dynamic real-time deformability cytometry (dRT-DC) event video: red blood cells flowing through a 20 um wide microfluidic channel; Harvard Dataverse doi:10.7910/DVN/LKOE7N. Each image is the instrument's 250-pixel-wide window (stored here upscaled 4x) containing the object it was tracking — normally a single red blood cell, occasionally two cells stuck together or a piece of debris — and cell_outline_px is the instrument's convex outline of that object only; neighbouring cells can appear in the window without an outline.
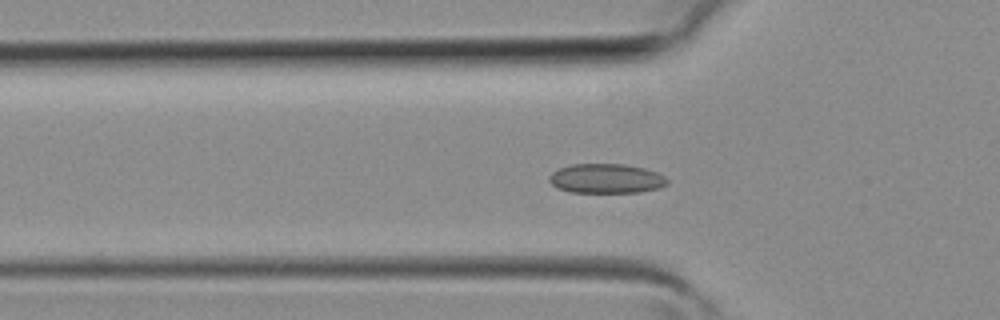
{"species": "common noctule bat (a hibernating species)", "species_latin": "Nyctalus noctula", "temperature_condition": "room temperature", "stored_images_in_passage": 40, "camera_frame_rate_fps": 3000, "um_per_image_px": 0.085, "animal": {"sex": "female", "body_mass_g": 19.3, "forearm_length_mm": 54.1}, "frame": {"image": 1, "passage_image": 13, "time_ms": 4.0, "image_size_px": [1000, 320], "cell_outline_px": [[668, 184], [660, 188], [640, 192], [572, 192], [556, 188], [548, 180], [548, 176], [552, 172], [560, 168], [572, 164], [624, 164], [644, 168], [656, 172], [664, 176], [668, 180]], "centroid_in_image_um": [51.52, 15.18], "position_along_channel_um": 74.3, "area_um2": 20.35}}
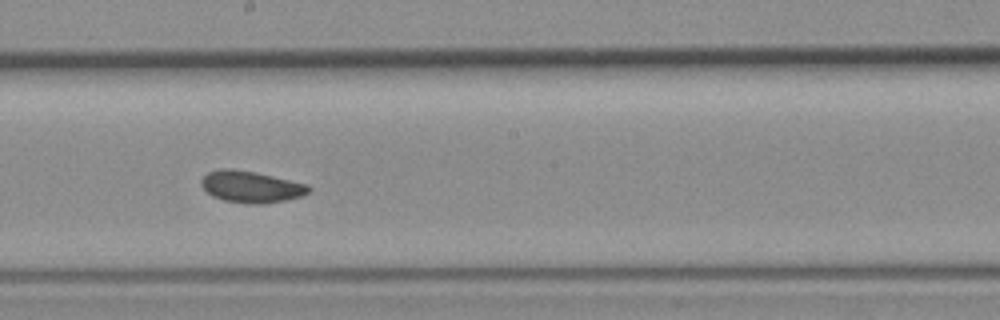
{"frame": {"image": 2, "passage_image": 22, "time_ms": 7.0, "image_size_px": [1000, 320], "cell_outline_px": [[312, 188], [308, 192], [300, 196], [284, 200], [260, 204], [248, 204], [224, 200], [212, 196], [200, 184], [200, 180], [208, 172], [220, 168], [232, 168], [256, 172], [308, 184]], "centroid_in_image_um": [21.32, 15.86], "position_along_channel_um": 226.9, "area_um2": 19.77}}
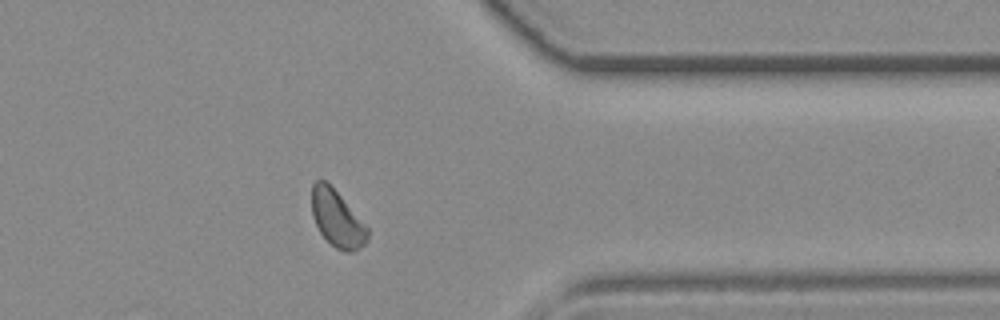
{"frame": {"image": 3, "passage_image": 32, "time_ms": 10.333, "image_size_px": [1000, 320], "cell_outline_px": [[368, 240], [360, 248], [352, 252], [344, 252], [336, 248], [320, 232], [312, 216], [312, 184], [316, 180], [324, 180], [340, 196], [368, 228]], "centroid_in_image_um": [28.64, 18.61], "position_along_channel_um": 382.8, "area_um2": 17.98}}